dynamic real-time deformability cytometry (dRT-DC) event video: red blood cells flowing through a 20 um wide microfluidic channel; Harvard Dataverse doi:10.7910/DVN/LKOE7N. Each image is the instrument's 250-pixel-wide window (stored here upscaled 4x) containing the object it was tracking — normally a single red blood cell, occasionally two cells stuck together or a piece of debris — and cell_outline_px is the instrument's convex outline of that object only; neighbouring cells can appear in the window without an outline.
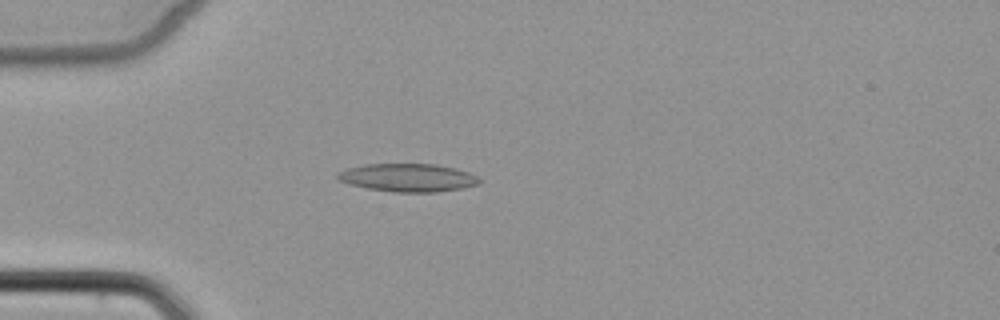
{"species": "common noctule bat (a hibernating species)", "species_latin": "Nyctalus noctula", "temperature_condition": "cold", "stored_images_in_passage": 4, "camera_frame_rate_fps": 3000, "um_per_image_px": 0.085, "animal": {"sex": "female", "body_mass_g": 22.7, "forearm_length_mm": 54.2}, "frame": {"image": 1, "passage_image": 4, "time_ms": 3.667, "image_size_px": [1000, 320], "cell_outline_px": [[480, 184], [460, 188], [436, 192], [392, 192], [368, 188], [348, 184], [336, 180], [336, 172], [344, 168], [364, 164], [436, 164], [456, 168], [468, 172], [476, 176], [480, 180]], "centroid_in_image_um": [34.6, 15.09], "position_along_channel_um": 50.4, "area_um2": 23.41}}